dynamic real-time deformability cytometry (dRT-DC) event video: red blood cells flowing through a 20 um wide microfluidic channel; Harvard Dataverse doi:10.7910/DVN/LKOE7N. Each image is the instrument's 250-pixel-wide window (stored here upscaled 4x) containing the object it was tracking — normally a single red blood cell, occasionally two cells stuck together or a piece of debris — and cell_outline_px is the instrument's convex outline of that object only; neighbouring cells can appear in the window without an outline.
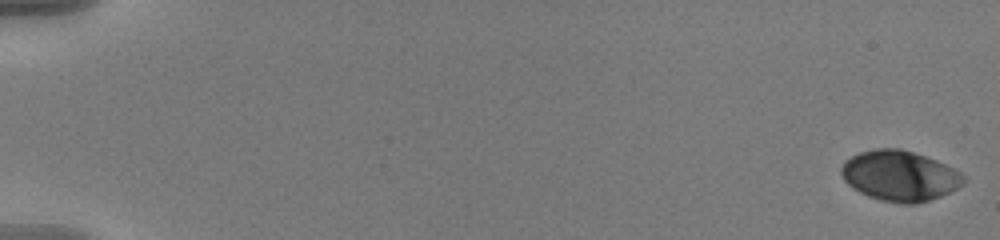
{"species": "human", "species_latin": "Homo sapiens", "temperature_condition": "warm", "stored_images_in_passage": 22, "camera_frame_rate_fps": 3000, "um_per_image_px": 0.085, "donor": {"sex": "male"}, "frame": {"image": 1, "passage_image": 1, "time_ms": 0.0, "image_size_px": [1000, 240], "cell_outline_px": [[964, 184], [940, 196], [916, 204], [900, 204], [880, 200], [868, 196], [852, 188], [844, 180], [840, 172], [840, 168], [844, 160], [860, 152], [876, 148], [900, 148], [936, 160], [960, 172], [964, 176]], "centroid_in_image_um": [76.43, 14.95], "position_along_channel_um": 8.6, "area_um2": 35.84}}
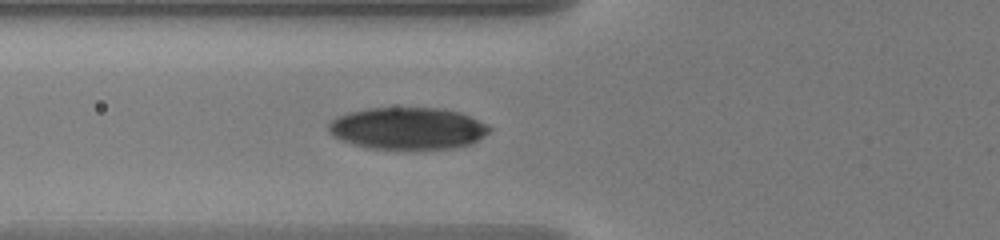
{"frame": {"image": 2, "passage_image": 19, "time_ms": 6.0, "image_size_px": [1000, 240], "cell_outline_px": [[492, 128], [484, 136], [468, 144], [452, 148], [368, 148], [352, 144], [332, 136], [328, 132], [328, 124], [332, 120], [348, 112], [368, 108], [444, 108], [460, 112], [488, 124]], "centroid_in_image_um": [34.64, 10.89], "position_along_channel_um": 91.2, "area_um2": 39.13}}
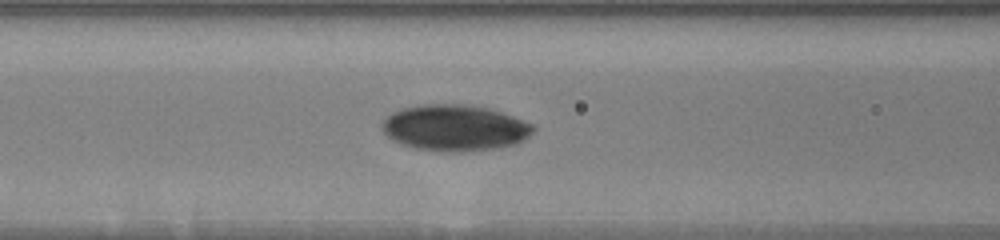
{"frame": {"image": 3, "passage_image": 22, "time_ms": 7.0, "image_size_px": [1000, 240], "cell_outline_px": [[536, 128], [528, 136], [516, 144], [496, 148], [460, 152], [444, 152], [416, 148], [392, 140], [380, 128], [384, 120], [392, 112], [404, 108], [420, 104], [464, 104], [488, 108], [512, 116], [532, 124]], "centroid_in_image_um": [38.64, 10.86], "position_along_channel_um": 128.0, "area_um2": 40.46}}